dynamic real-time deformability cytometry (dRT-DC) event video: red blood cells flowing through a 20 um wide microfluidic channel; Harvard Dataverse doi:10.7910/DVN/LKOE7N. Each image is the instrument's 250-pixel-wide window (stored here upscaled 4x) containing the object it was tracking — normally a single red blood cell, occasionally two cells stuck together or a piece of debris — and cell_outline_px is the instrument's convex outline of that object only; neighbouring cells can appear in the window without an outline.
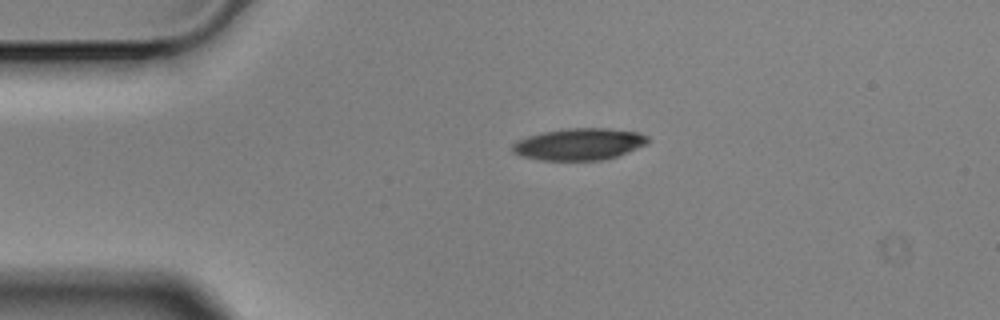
{"species": "Egyptian fruit bat (a non-hibernating species)", "species_latin": "Rousettus aegyptiacus", "temperature_condition": "cold", "stored_images_in_passage": 2, "camera_frame_rate_fps": 3000, "um_per_image_px": 0.085, "animal": {"sex": "male"}, "frame": {"image": 1, "passage_image": 1, "time_ms": 0.0, "image_size_px": [1000, 320], "cell_outline_px": [[648, 144], [628, 152], [604, 160], [540, 160], [520, 156], [512, 152], [512, 144], [528, 136], [544, 132], [572, 128], [608, 128], [640, 132], [648, 136]], "centroid_in_image_um": [49.26, 12.26], "position_along_channel_um": 35.7, "area_um2": 25.09}}